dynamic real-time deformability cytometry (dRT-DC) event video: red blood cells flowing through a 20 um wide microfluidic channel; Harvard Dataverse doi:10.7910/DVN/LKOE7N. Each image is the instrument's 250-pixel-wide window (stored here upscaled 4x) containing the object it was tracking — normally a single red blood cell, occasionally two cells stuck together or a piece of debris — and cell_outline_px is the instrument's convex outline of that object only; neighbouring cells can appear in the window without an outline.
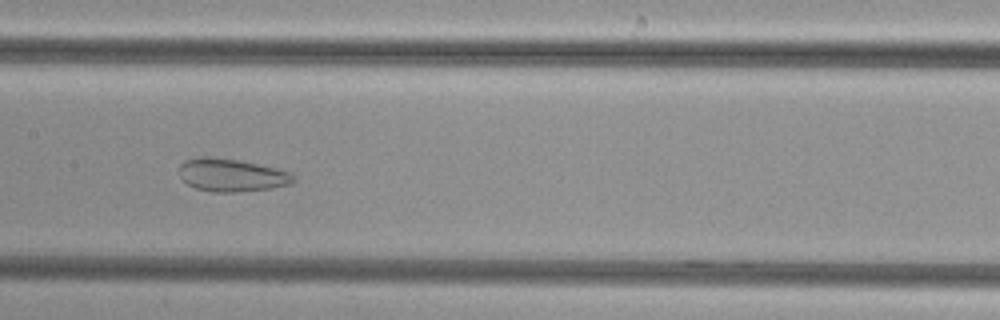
{"species": "common noctule bat (a hibernating species)", "species_latin": "Nyctalus noctula", "temperature_condition": "cold", "stored_images_in_passage": 28, "camera_frame_rate_fps": 3000, "um_per_image_px": 0.085, "animal": {"sex": "female", "body_mass_g": 29.2, "forearm_length_mm": 56.3}, "frame": {"image": 1, "passage_image": 17, "time_ms": 5.333, "image_size_px": [1000, 320], "cell_outline_px": [[296, 180], [292, 184], [272, 188], [236, 192], [212, 192], [196, 188], [188, 184], [180, 176], [180, 164], [184, 160], [200, 156], [208, 156], [236, 160], [276, 168], [292, 172]], "centroid_in_image_um": [19.7, 14.89], "position_along_channel_um": 187.7, "area_um2": 21.91}}
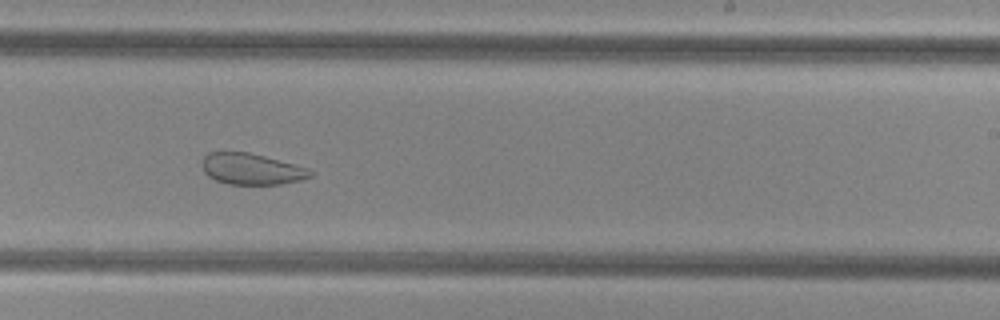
{"frame": {"image": 2, "passage_image": 23, "time_ms": 7.333, "image_size_px": [1000, 320], "cell_outline_px": [[316, 172], [312, 176], [300, 180], [280, 184], [228, 184], [216, 180], [208, 176], [204, 172], [200, 164], [204, 156], [208, 152], [248, 152], [264, 156], [292, 164]], "centroid_in_image_um": [21.33, 14.37], "position_along_channel_um": 267.7, "area_um2": 19.54}}
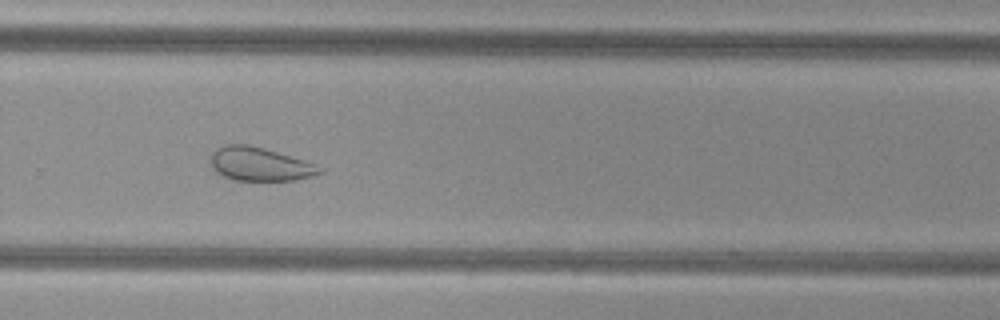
{"frame": {"image": 3, "passage_image": 26, "time_ms": 8.333, "image_size_px": [1000, 320], "cell_outline_px": [[324, 172], [312, 176], [296, 180], [232, 180], [216, 172], [212, 168], [212, 152], [216, 148], [224, 144], [248, 144], [264, 148], [304, 160], [316, 164], [324, 168]], "centroid_in_image_um": [22.1, 13.95], "position_along_channel_um": 307.7, "area_um2": 21.39}}